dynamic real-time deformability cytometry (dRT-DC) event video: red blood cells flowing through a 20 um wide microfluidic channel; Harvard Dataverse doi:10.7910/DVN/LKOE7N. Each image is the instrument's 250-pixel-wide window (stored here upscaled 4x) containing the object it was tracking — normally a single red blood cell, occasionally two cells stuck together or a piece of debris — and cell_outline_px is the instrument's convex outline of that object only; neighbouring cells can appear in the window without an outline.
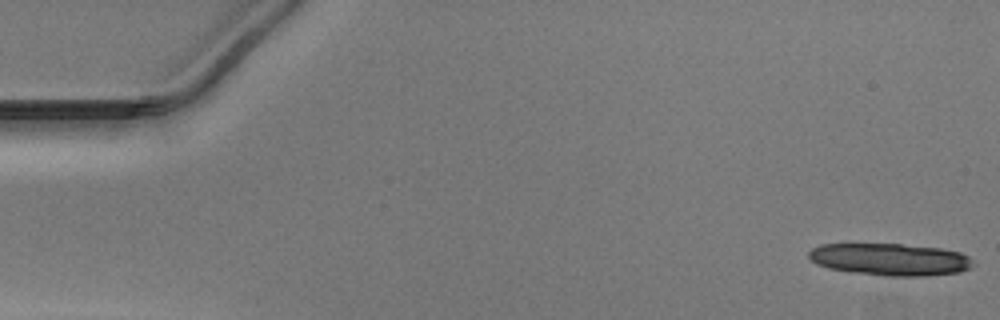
{"species": "Egyptian fruit bat (a non-hibernating species)", "species_latin": "Rousettus aegyptiacus", "temperature_condition": "warm", "stored_images_in_passage": 14, "camera_frame_rate_fps": 3000, "um_per_image_px": 0.085, "animal": {"sex": "male"}, "frame": {"image": 1, "passage_image": 1, "time_ms": 0.0, "image_size_px": [1000, 320], "cell_outline_px": [[976, 264], [960, 272], [924, 276], [884, 276], [852, 272], [828, 268], [816, 264], [808, 256], [808, 252], [812, 248], [820, 244], [900, 244], [940, 248], [960, 252], [968, 256]], "centroid_in_image_um": [75.65, 22.05], "position_along_channel_um": 9.3, "area_um2": 30.87}}